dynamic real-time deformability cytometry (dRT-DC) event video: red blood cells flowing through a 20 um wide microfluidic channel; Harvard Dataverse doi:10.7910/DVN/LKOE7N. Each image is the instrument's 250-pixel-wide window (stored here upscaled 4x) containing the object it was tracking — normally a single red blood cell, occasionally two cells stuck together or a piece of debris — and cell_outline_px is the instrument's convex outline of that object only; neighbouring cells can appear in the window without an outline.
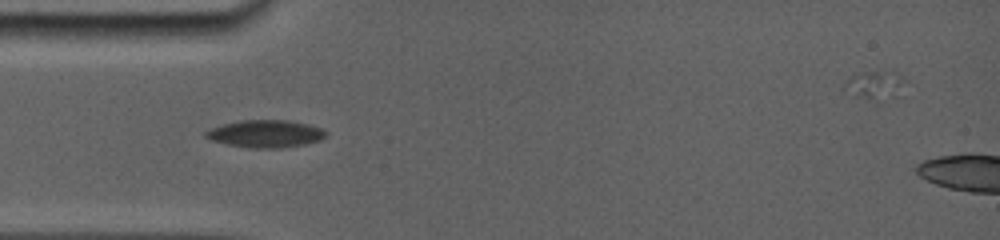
{"species": "common noctule bat (a hibernating species)", "species_latin": "Nyctalus noctula", "temperature_condition": "room temperature", "stored_images_in_passage": 34, "camera_frame_rate_fps": 5000, "um_per_image_px": 0.085, "animal": {"sex": "female", "body_mass_g": 19.0, "forearm_length_mm": 56.7}, "frame": {"image": 1, "passage_image": 1, "time_ms": 0.0, "image_size_px": [1000, 240], "cell_outline_px": [[324, 136], [316, 140], [300, 144], [232, 144], [216, 140], [204, 136], [204, 132], [212, 128], [224, 124], [244, 120], [288, 120], [320, 128], [324, 132]], "centroid_in_image_um": [22.52, 11.27], "position_along_channel_um": 62.5, "area_um2": 16.88}}
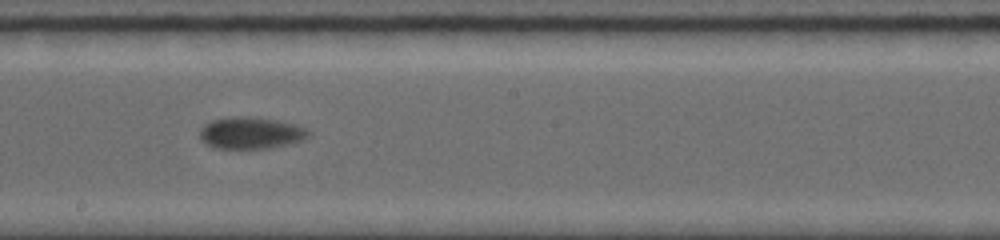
{"frame": {"image": 2, "passage_image": 14, "time_ms": 4.4, "image_size_px": [1000, 240], "cell_outline_px": [[308, 132], [300, 140], [268, 148], [212, 148], [200, 140], [200, 128], [204, 124], [212, 120], [232, 116], [248, 116], [276, 120], [292, 124], [304, 128]], "centroid_in_image_um": [21.18, 11.29], "position_along_channel_um": 227.0, "area_um2": 19.71}}
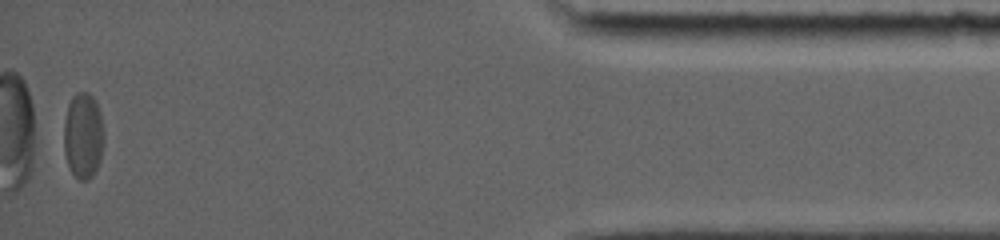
{"frame": {"image": 3, "passage_image": 32, "time_ms": 11.4, "image_size_px": [1000, 240], "cell_outline_px": [[104, 140], [100, 160], [92, 176], [88, 180], [80, 180], [72, 172], [68, 164], [64, 152], [64, 120], [68, 104], [72, 96], [76, 92], [88, 92], [96, 100], [100, 112], [104, 132]], "centroid_in_image_um": [7.07, 11.49], "position_along_channel_um": 428.1, "area_um2": 20.23}}